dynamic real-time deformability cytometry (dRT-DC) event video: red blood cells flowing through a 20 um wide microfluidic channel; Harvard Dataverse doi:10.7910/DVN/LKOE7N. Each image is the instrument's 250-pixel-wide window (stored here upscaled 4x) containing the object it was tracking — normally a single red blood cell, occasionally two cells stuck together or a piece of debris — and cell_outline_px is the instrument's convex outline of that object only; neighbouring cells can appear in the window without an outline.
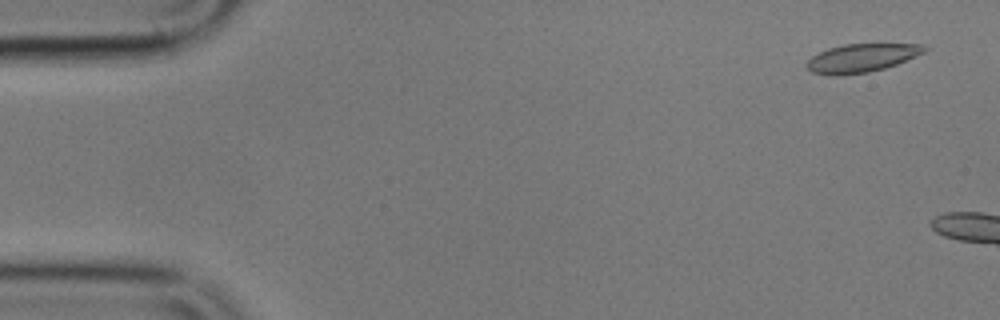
{"species": "common noctule bat (a hibernating species)", "species_latin": "Nyctalus noctula", "temperature_condition": "cold", "stored_images_in_passage": 6, "camera_frame_rate_fps": 3000, "um_per_image_px": 0.085, "animal": {"sex": "male", "body_mass_g": 17.9}, "frame": {"image": 1, "passage_image": 3, "time_ms": 0.667, "image_size_px": [1000, 320], "cell_outline_px": [[928, 48], [924, 52], [896, 64], [884, 68], [868, 72], [840, 76], [828, 76], [812, 72], [804, 64], [812, 56], [828, 48], [844, 44], [924, 44]], "centroid_in_image_um": [73.19, 4.94], "position_along_channel_um": 11.8, "area_um2": 19.48}}